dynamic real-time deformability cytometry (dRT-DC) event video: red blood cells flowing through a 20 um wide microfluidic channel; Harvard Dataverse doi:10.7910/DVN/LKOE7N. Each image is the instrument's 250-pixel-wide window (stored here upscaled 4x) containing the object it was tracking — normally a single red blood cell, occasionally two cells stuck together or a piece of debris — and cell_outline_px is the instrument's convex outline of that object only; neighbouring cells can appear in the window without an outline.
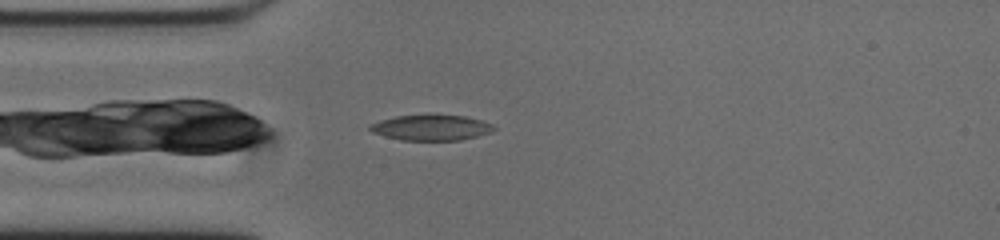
{"species": "common noctule bat (a hibernating species)", "species_latin": "Nyctalus noctula", "temperature_condition": "cold", "stored_images_in_passage": 36, "camera_frame_rate_fps": 3000, "um_per_image_px": 0.085, "animal": {"sex": "male", "body_mass_g": 20.0, "forearm_length_mm": 53.3}, "frame": {"image": 1, "passage_image": 1, "time_ms": 0.0, "image_size_px": [1000, 240], "cell_outline_px": [[496, 128], [488, 132], [476, 136], [460, 140], [400, 140], [384, 136], [372, 132], [368, 128], [372, 124], [380, 120], [396, 116], [424, 112], [432, 112], [464, 116], [480, 120], [492, 124]], "centroid_in_image_um": [36.61, 10.8], "position_along_channel_um": 48.4, "area_um2": 19.02}}
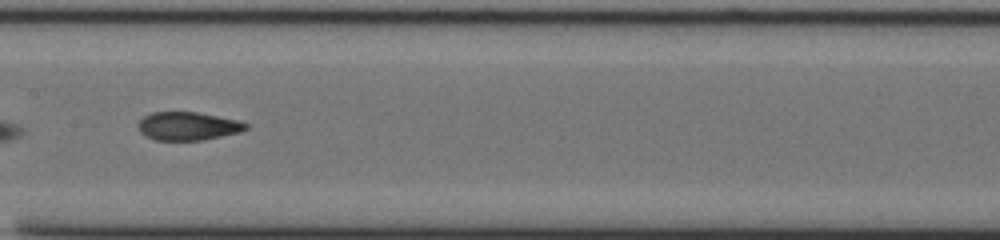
{"frame": {"image": 2, "passage_image": 13, "time_ms": 4.0, "image_size_px": [1000, 240], "cell_outline_px": [[248, 128], [240, 132], [204, 140], [156, 140], [140, 132], [136, 124], [144, 116], [152, 112], [196, 112], [236, 120], [248, 124]], "centroid_in_image_um": [15.95, 10.72], "position_along_channel_um": 191.5, "area_um2": 17.63}}
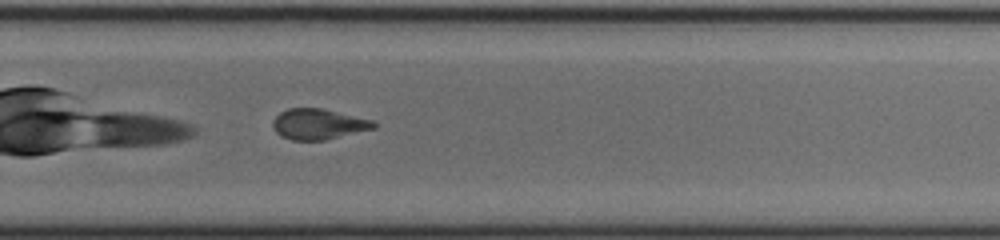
{"frame": {"image": 3, "passage_image": 22, "time_ms": 7.0, "image_size_px": [1000, 240], "cell_outline_px": [[376, 128], [324, 140], [292, 140], [280, 136], [276, 132], [272, 124], [272, 120], [280, 112], [288, 108], [324, 108], [372, 120], [376, 124]], "centroid_in_image_um": [27.04, 10.54], "position_along_channel_um": 302.8, "area_um2": 18.03}, "authors_computed_cell_mechanics": {"area_um2": 18.3226, "velocity_mm_per_s": 3.7169, "shape_relaxation_time_tau1_ms": 8.7799, "shape_relaxation_time_tau2_ms": 2.8824, "deformation_change_tau1": 0.2041, "deformation_change_tau2": 0.0919}}